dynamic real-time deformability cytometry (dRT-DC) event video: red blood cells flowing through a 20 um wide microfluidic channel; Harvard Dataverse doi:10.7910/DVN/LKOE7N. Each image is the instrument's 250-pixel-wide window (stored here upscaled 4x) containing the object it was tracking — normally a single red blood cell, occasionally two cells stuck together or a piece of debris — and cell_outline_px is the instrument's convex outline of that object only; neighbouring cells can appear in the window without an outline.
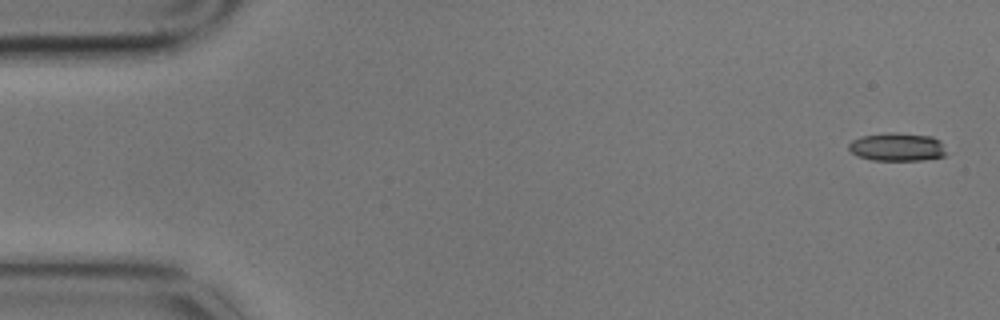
{"species": "common noctule bat (a hibernating species)", "species_latin": "Nyctalus noctula", "temperature_condition": "cold", "stored_images_in_passage": 4, "camera_frame_rate_fps": 3000, "um_per_image_px": 0.085, "animal": {"sex": "male", "body_mass_g": 17.9}, "frame": {"image": 1, "passage_image": 1, "time_ms": 0.0, "image_size_px": [1000, 320], "cell_outline_px": [[944, 156], [924, 160], [872, 160], [856, 156], [848, 148], [848, 144], [852, 140], [860, 136], [888, 132], [892, 132], [932, 136], [940, 140], [944, 152]], "centroid_in_image_um": [76.21, 12.49], "position_along_channel_um": 8.8, "area_um2": 16.07}}